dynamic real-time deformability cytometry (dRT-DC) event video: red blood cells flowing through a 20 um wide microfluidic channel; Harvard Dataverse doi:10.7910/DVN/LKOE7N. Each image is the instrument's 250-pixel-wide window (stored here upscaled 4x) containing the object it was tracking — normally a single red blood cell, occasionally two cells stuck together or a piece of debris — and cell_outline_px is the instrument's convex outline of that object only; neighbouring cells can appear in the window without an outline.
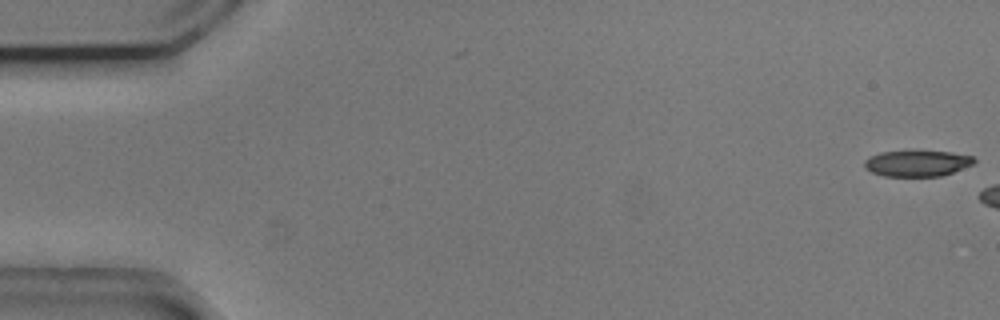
{"species": "common noctule bat (a hibernating species)", "species_latin": "Nyctalus noctula", "temperature_condition": "cold", "stored_images_in_passage": 11, "camera_frame_rate_fps": 3000, "um_per_image_px": 0.085, "animal": {"sex": "male", "body_mass_g": 20.5, "forearm_length_mm": 52.5}, "frame": {"image": 1, "passage_image": 1, "time_ms": 0.0, "image_size_px": [1000, 320], "cell_outline_px": [[976, 160], [972, 164], [952, 172], [940, 176], [884, 176], [872, 172], [864, 168], [864, 160], [880, 152], [908, 148], [916, 148], [952, 152], [972, 156]], "centroid_in_image_um": [77.92, 13.82], "position_along_channel_um": 7.1, "area_um2": 17.4}}